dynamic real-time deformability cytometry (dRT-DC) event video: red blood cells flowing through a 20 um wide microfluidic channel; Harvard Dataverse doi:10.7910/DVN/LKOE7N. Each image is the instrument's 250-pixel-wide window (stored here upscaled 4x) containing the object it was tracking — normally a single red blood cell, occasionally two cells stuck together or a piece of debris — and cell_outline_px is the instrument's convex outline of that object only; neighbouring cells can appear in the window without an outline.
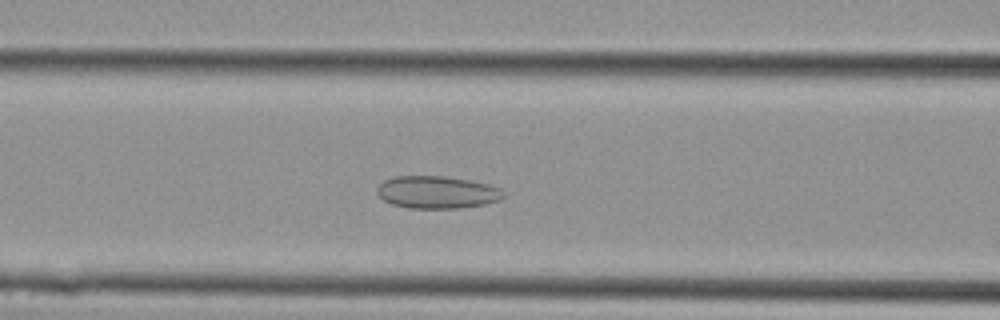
{"species": "Egyptian fruit bat (a non-hibernating species)", "species_latin": "Rousettus aegyptiacus", "temperature_condition": "cold", "stored_images_in_passage": 11, "camera_frame_rate_fps": 3000, "um_per_image_px": 0.085, "animal": {"sex": "female"}, "frame": {"image": 1, "passage_image": 7, "time_ms": 2.0, "image_size_px": [1000, 320], "cell_outline_px": [[504, 196], [500, 200], [484, 204], [456, 208], [408, 208], [392, 204], [384, 200], [376, 192], [376, 188], [384, 180], [396, 176], [448, 176], [488, 184], [500, 188]], "centroid_in_image_um": [37.12, 16.33], "position_along_channel_um": 129.5, "area_um2": 23.81}}
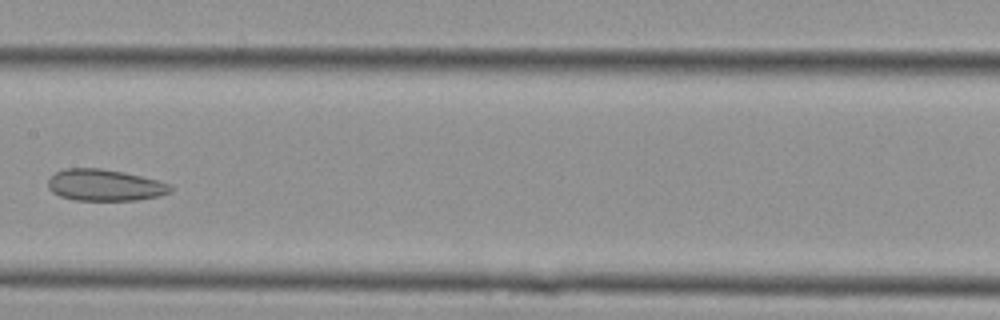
{"frame": {"image": 2, "passage_image": 10, "time_ms": 3.0, "image_size_px": [1000, 320], "cell_outline_px": [[172, 192], [160, 196], [136, 200], [76, 200], [60, 196], [52, 192], [48, 188], [48, 180], [56, 172], [64, 168], [100, 168], [124, 172], [172, 184]], "centroid_in_image_um": [8.92, 15.74], "position_along_channel_um": 198.5, "area_um2": 22.54}}